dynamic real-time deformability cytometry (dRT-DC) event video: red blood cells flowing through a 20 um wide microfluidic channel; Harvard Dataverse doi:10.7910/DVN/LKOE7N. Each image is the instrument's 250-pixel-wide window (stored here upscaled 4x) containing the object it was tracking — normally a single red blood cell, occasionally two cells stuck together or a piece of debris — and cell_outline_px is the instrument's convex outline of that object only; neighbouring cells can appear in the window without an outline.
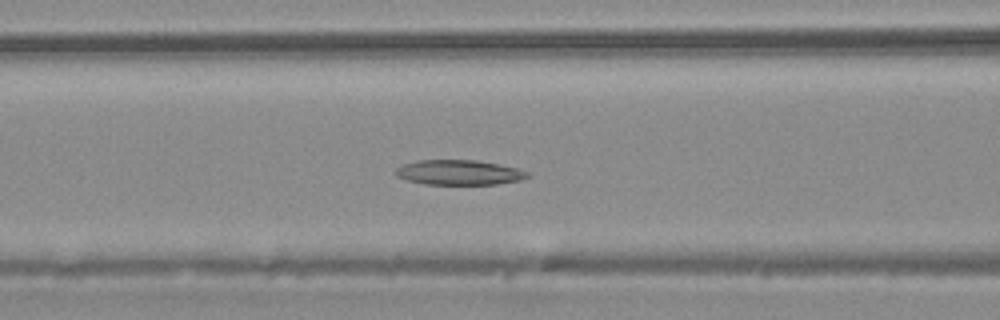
{"species": "common noctule bat (a hibernating species)", "species_latin": "Nyctalus noctula", "temperature_condition": "warm", "stored_images_in_passage": 44, "camera_frame_rate_fps": 3000, "um_per_image_px": 0.085, "animal": {"sex": "male", "body_mass_g": 20.4}, "frame": {"image": 1, "passage_image": 18, "time_ms": 5.667, "image_size_px": [1000, 320], "cell_outline_px": [[532, 176], [520, 180], [496, 184], [424, 184], [408, 180], [396, 176], [396, 168], [404, 164], [416, 160], [476, 160], [516, 168], [528, 172]], "centroid_in_image_um": [39.02, 14.66], "position_along_channel_um": 127.6, "area_um2": 19.02}}
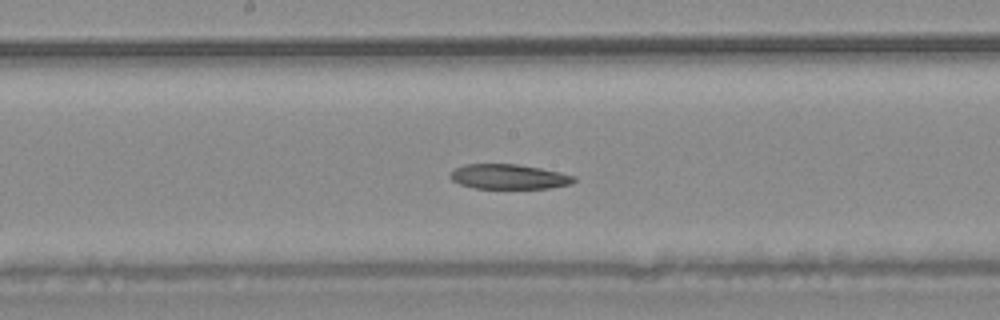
{"frame": {"image": 2, "passage_image": 23, "time_ms": 7.333, "image_size_px": [1000, 320], "cell_outline_px": [[576, 180], [572, 184], [552, 188], [476, 188], [460, 184], [452, 180], [448, 176], [456, 168], [464, 164], [516, 164], [540, 168], [560, 172], [576, 176]], "centroid_in_image_um": [43.28, 15.02], "position_along_channel_um": 204.9, "area_um2": 17.92}}
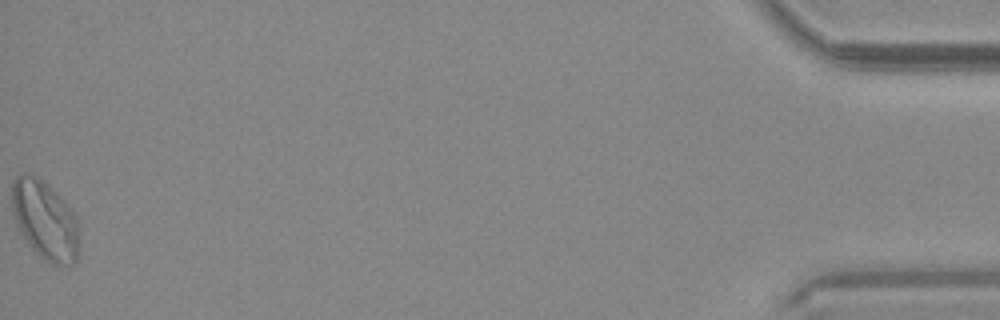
{"frame": {"image": 3, "passage_image": 44, "time_ms": 14.333, "image_size_px": [1000, 320], "cell_outline_px": [[76, 260], [68, 268], [52, 264], [40, 256], [28, 244], [20, 232], [16, 224], [12, 212], [12, 180], [20, 172], [24, 172], [36, 176], [48, 184], [72, 208], [76, 216]], "centroid_in_image_um": [3.78, 18.68], "position_along_channel_um": 431.4, "area_um2": 30.92}}